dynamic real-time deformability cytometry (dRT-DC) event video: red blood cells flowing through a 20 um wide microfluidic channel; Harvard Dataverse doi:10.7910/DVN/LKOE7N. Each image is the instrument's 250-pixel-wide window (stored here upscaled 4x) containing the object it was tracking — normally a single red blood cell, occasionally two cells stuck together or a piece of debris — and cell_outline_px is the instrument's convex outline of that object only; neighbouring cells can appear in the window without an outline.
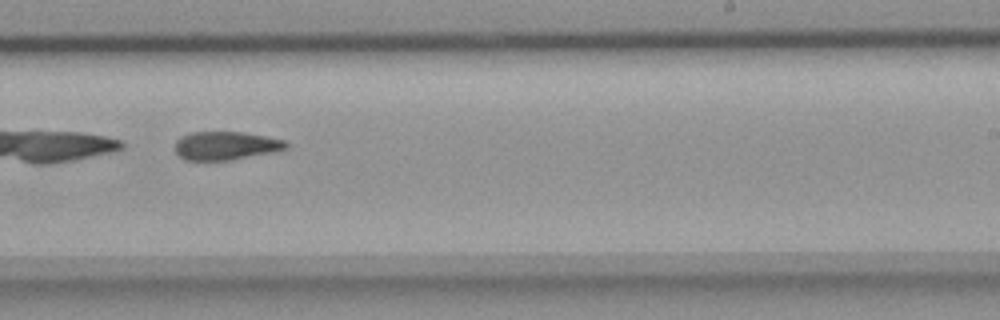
{"species": "common noctule bat (a hibernating species)", "species_latin": "Nyctalus noctula", "temperature_condition": "room temperature", "stored_images_in_passage": 50, "camera_frame_rate_fps": 3000, "um_per_image_px": 0.085, "animal": {"sex": "female", "body_mass_g": 18.4}, "frame": {"image": 1, "passage_image": 32, "time_ms": 10.333, "image_size_px": [1000, 320], "cell_outline_px": [[288, 148], [280, 152], [232, 160], [184, 160], [176, 152], [176, 140], [180, 136], [192, 132], [240, 132], [264, 136], [284, 140], [288, 144]], "centroid_in_image_um": [19.24, 12.4], "position_along_channel_um": 269.8, "area_um2": 18.61}}
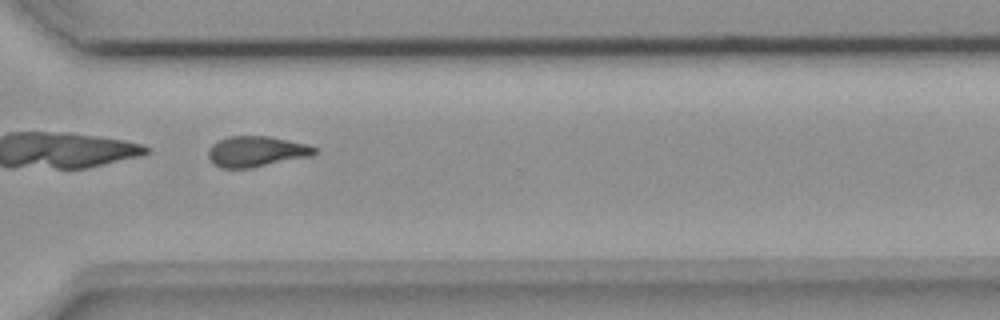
{"frame": {"image": 2, "passage_image": 38, "time_ms": 12.333, "image_size_px": [1000, 320], "cell_outline_px": [[316, 152], [312, 156], [252, 168], [220, 168], [212, 164], [208, 156], [208, 148], [212, 144], [228, 136], [268, 136], [304, 144], [316, 148]], "centroid_in_image_um": [21.74, 12.89], "position_along_channel_um": 348.9, "area_um2": 18.96}}